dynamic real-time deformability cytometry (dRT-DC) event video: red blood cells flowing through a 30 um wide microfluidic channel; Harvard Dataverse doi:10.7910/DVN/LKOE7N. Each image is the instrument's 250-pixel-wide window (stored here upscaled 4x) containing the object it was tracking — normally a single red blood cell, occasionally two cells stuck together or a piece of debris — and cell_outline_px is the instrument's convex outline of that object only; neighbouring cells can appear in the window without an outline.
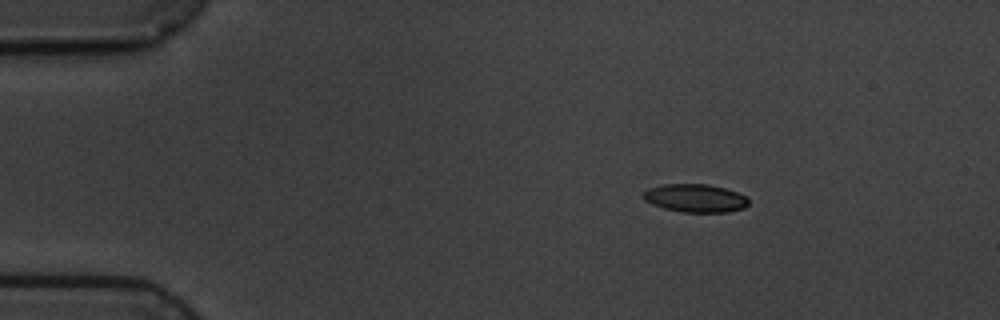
{"species": "common noctule bat (a hibernating species)", "species_latin": "Nyctalus noctula", "temperature_condition": "cold", "stored_images_in_passage": 3, "camera_frame_rate_fps": 3000, "um_per_image_px": 0.085, "animal": {"sex": "male", "body_mass_g": 19.5, "forearm_length_mm": 54.6}, "frame": {"image": 1, "passage_image": 1, "time_ms": 0.0, "image_size_px": [1000, 320], "cell_outline_px": [[748, 204], [744, 208], [728, 212], [680, 212], [664, 208], [652, 204], [644, 200], [644, 192], [648, 188], [664, 184], [708, 184], [724, 188], [736, 192], [744, 196], [748, 200]], "centroid_in_image_um": [59.09, 16.84], "position_along_channel_um": 25.9, "area_um2": 17.17}}